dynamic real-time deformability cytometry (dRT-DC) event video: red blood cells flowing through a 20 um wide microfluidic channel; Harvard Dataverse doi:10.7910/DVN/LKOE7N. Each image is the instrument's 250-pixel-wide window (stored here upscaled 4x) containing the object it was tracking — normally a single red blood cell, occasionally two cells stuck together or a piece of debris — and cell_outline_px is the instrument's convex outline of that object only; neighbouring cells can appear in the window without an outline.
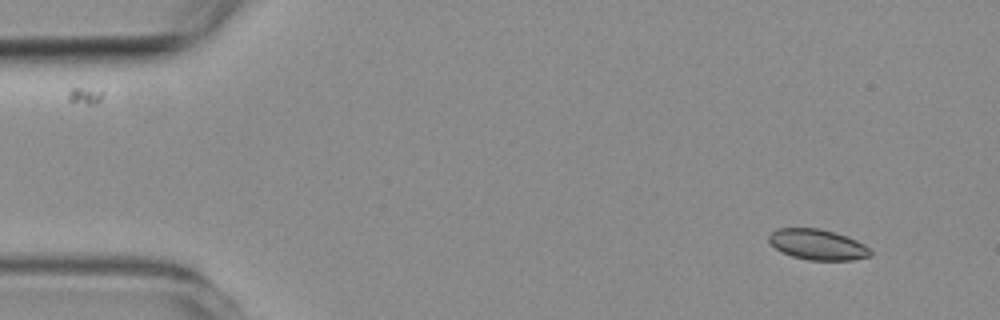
{"species": "common noctule bat (a hibernating species)", "species_latin": "Nyctalus noctula", "temperature_condition": "room temperature", "stored_images_in_passage": 4, "camera_frame_rate_fps": 3000, "um_per_image_px": 0.085, "animal": {"sex": "female", "body_mass_g": 19.3, "forearm_length_mm": 54.1}, "frame": {"image": 1, "passage_image": 1, "time_ms": 0.0, "image_size_px": [1000, 320], "cell_outline_px": [[872, 256], [852, 260], [808, 260], [792, 256], [780, 252], [768, 240], [768, 236], [776, 228], [820, 228], [848, 236], [864, 244], [872, 252]], "centroid_in_image_um": [69.5, 20.78], "position_along_channel_um": 15.5, "area_um2": 18.21}}
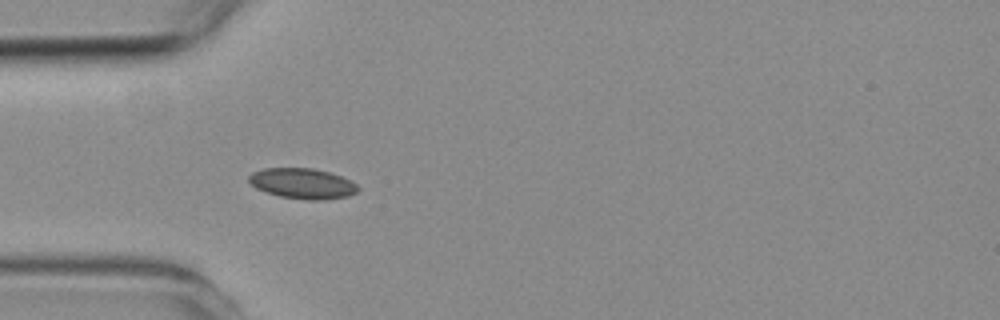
{"frame": {"image": 2, "passage_image": 4, "time_ms": 3.667, "image_size_px": [1000, 320], "cell_outline_px": [[360, 188], [356, 192], [348, 196], [324, 200], [308, 200], [280, 196], [256, 188], [248, 180], [248, 176], [252, 172], [264, 168], [312, 168], [328, 172], [340, 176], [356, 184]], "centroid_in_image_um": [25.7, 15.6], "position_along_channel_um": 59.3, "area_um2": 19.19}}